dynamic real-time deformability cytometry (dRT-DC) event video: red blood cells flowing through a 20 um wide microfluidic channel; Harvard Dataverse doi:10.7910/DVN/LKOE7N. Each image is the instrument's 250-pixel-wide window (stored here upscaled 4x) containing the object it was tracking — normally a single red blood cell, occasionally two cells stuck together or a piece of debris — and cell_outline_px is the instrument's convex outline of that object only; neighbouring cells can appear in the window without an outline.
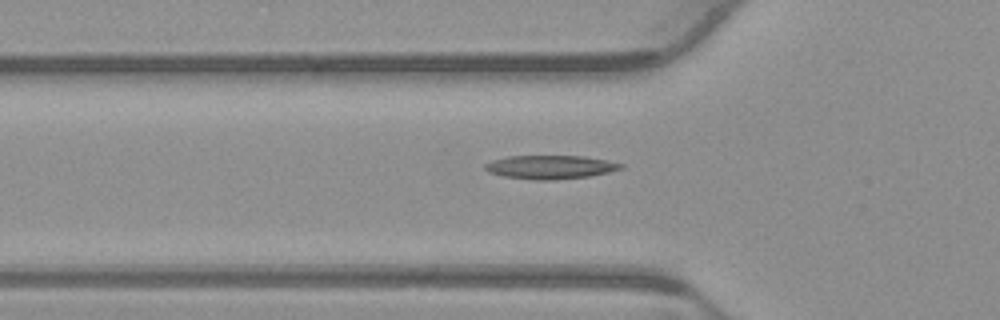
{"species": "common noctule bat (a hibernating species)", "species_latin": "Nyctalus noctula", "temperature_condition": "warm", "stored_images_in_passage": 42, "camera_frame_rate_fps": 3000, "um_per_image_px": 0.085, "animal": {"sex": "male", "body_mass_g": 23.1, "forearm_length_mm": 52.7}, "frame": {"image": 1, "passage_image": 12, "time_ms": 3.667, "image_size_px": [1000, 320], "cell_outline_px": [[624, 168], [608, 172], [588, 176], [552, 180], [536, 180], [504, 176], [488, 172], [484, 168], [484, 164], [492, 160], [508, 156], [584, 156], [624, 164]], "centroid_in_image_um": [46.75, 14.2], "position_along_channel_um": 79.0, "area_um2": 18.55}}
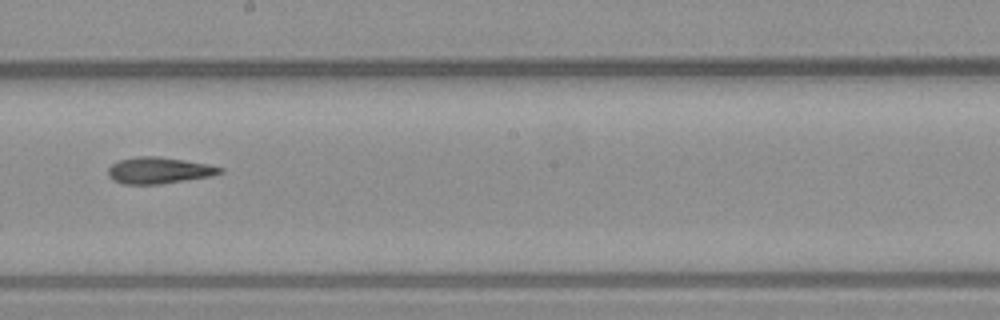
{"frame": {"image": 2, "passage_image": 24, "time_ms": 7.667, "image_size_px": [1000, 320], "cell_outline_px": [[224, 172], [212, 176], [160, 184], [124, 184], [112, 180], [108, 176], [108, 168], [112, 164], [120, 160], [136, 156], [156, 156], [184, 160], [208, 164], [224, 168]], "centroid_in_image_um": [13.51, 14.49], "position_along_channel_um": 234.7, "area_um2": 17.28}}
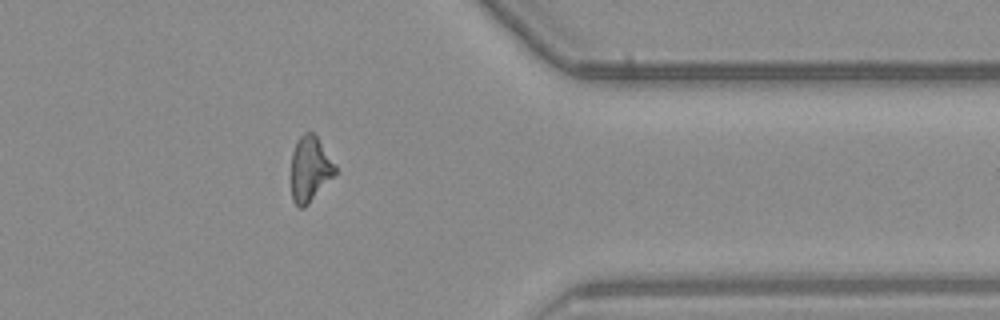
{"frame": {"image": 3, "passage_image": 37, "time_ms": 12.0, "image_size_px": [1000, 320], "cell_outline_px": [[336, 172], [308, 204], [304, 208], [300, 208], [292, 200], [292, 152], [296, 140], [304, 132], [312, 132], [316, 136], [336, 164]], "centroid_in_image_um": [26.34, 14.34], "position_along_channel_um": 385.1, "area_um2": 16.53}}